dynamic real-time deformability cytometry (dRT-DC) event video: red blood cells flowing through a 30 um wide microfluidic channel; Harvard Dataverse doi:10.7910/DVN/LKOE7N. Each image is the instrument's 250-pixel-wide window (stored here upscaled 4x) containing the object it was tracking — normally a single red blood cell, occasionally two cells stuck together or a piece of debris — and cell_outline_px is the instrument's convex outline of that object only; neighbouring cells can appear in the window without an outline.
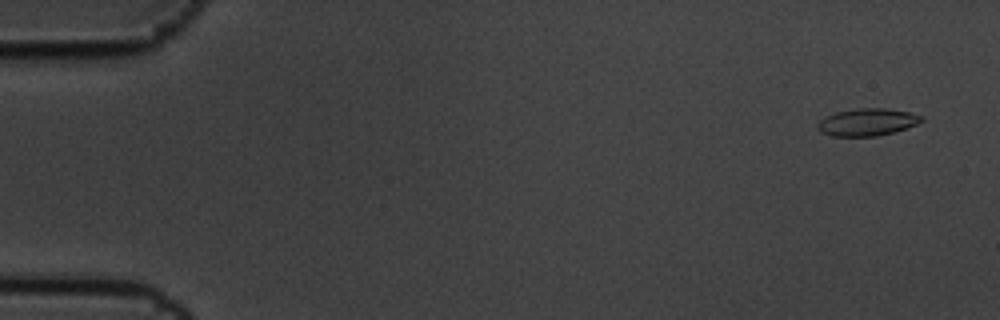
{"species": "common noctule bat (a hibernating species)", "species_latin": "Nyctalus noctula", "temperature_condition": "cold", "stored_images_in_passage": 5, "camera_frame_rate_fps": 3000, "um_per_image_px": 0.085, "animal": {"sex": "male", "body_mass_g": 19.5, "forearm_length_mm": 54.6}, "frame": {"image": 1, "passage_image": 1, "time_ms": 0.0, "image_size_px": [1000, 320], "cell_outline_px": [[924, 120], [916, 124], [892, 132], [876, 136], [832, 136], [820, 132], [816, 128], [816, 124], [824, 116], [836, 112], [860, 108], [884, 108], [908, 112], [924, 116]], "centroid_in_image_um": [73.67, 10.38], "position_along_channel_um": 11.3, "area_um2": 16.47}}
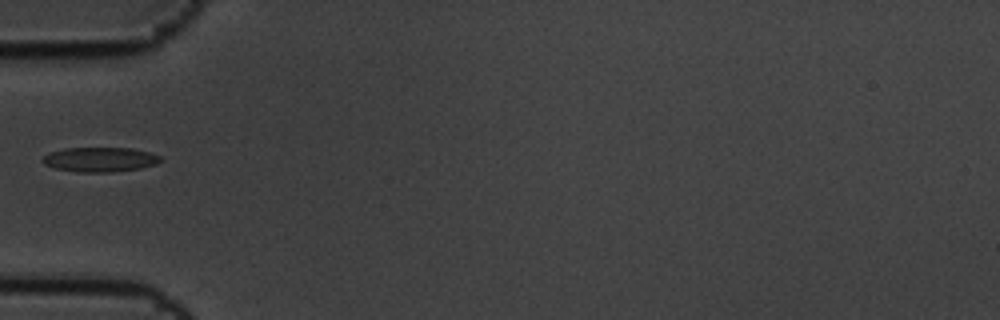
{"frame": {"image": 2, "passage_image": 5, "time_ms": 1.333, "image_size_px": [1000, 320], "cell_outline_px": [[160, 160], [156, 164], [140, 168], [112, 172], [80, 172], [56, 168], [44, 164], [40, 160], [44, 156], [52, 152], [64, 148], [132, 148], [148, 152], [160, 156]], "centroid_in_image_um": [8.48, 13.56], "position_along_channel_um": 76.5, "area_um2": 16.7}}